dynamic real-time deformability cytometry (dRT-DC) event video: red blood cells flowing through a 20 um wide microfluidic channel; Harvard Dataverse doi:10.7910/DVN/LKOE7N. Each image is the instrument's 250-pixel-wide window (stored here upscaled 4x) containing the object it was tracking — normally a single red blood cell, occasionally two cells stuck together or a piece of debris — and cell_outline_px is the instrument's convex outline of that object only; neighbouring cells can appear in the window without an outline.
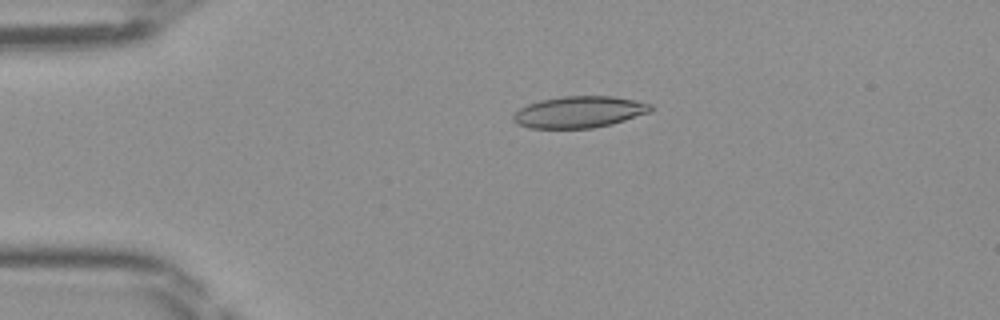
{"species": "Egyptian fruit bat (a non-hibernating species)", "species_latin": "Rousettus aegyptiacus", "temperature_condition": "room temperature", "stored_images_in_passage": 43, "camera_frame_rate_fps": 3000, "um_per_image_px": 0.085, "frame": {"image": 1, "passage_image": 6, "time_ms": 1.667, "image_size_px": [1000, 320], "cell_outline_px": [[652, 108], [648, 112], [612, 124], [592, 128], [528, 128], [512, 120], [512, 116], [520, 108], [528, 104], [540, 100], [564, 96], [612, 96], [636, 100], [652, 104]], "centroid_in_image_um": [49.22, 9.51], "position_along_channel_um": 35.8, "area_um2": 25.09}}
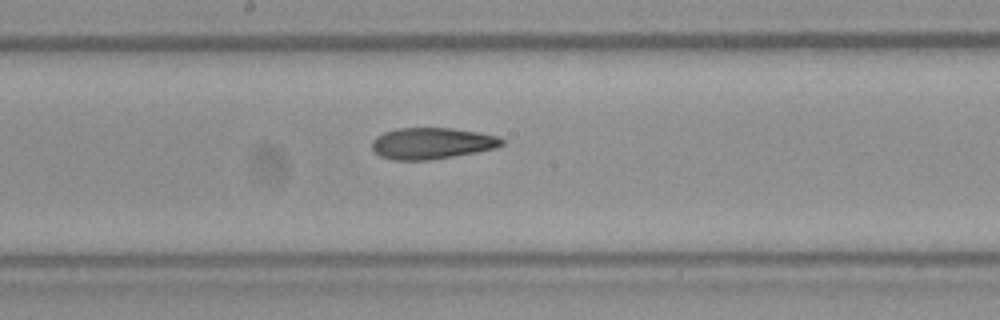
{"frame": {"image": 2, "passage_image": 21, "time_ms": 6.667, "image_size_px": [1000, 320], "cell_outline_px": [[504, 144], [496, 148], [476, 152], [428, 160], [392, 160], [380, 156], [372, 148], [372, 140], [376, 136], [384, 132], [396, 128], [452, 128], [480, 132], [496, 136], [504, 140]], "centroid_in_image_um": [36.69, 12.18], "position_along_channel_um": 211.5, "area_um2": 23.76}}
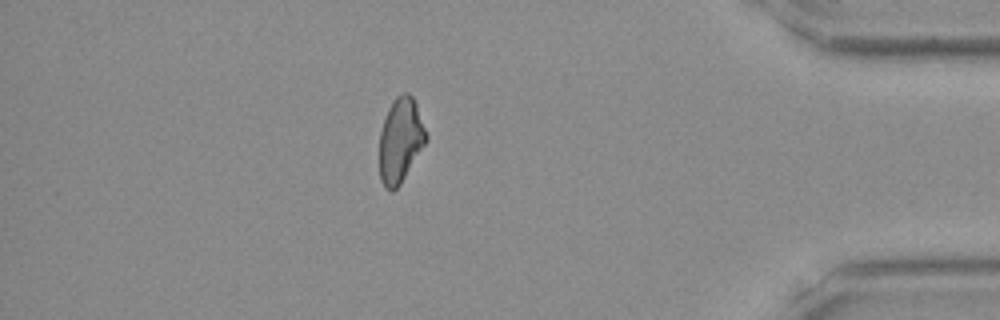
{"frame": {"image": 3, "passage_image": 37, "time_ms": 12.0, "image_size_px": [1000, 320], "cell_outline_px": [[428, 140], [400, 184], [392, 192], [384, 188], [380, 180], [380, 132], [388, 108], [392, 100], [396, 96], [404, 92], [408, 92], [412, 96], [416, 104], [428, 136]], "centroid_in_image_um": [34.04, 11.92], "position_along_channel_um": 401.2, "area_um2": 23.06}}